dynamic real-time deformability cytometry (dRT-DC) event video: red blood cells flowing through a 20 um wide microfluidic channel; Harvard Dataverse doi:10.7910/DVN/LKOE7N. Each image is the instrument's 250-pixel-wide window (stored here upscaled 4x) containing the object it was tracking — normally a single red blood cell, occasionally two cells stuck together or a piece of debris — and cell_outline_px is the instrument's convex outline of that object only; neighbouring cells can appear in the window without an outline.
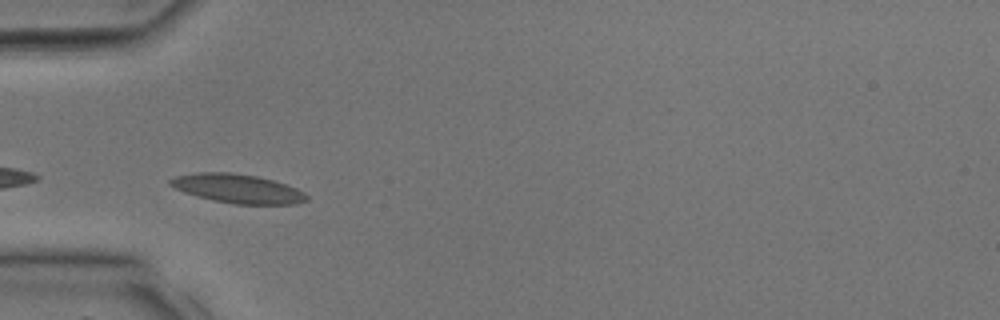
{"species": "common noctule bat (a hibernating species)", "species_latin": "Nyctalus noctula", "temperature_condition": "room temperature", "stored_images_in_passage": 15, "camera_frame_rate_fps": 3000, "um_per_image_px": 0.085, "animal": {"sex": "male", "body_mass_g": 17.9, "forearm_length_mm": 54.2}, "frame": {"image": 1, "passage_image": 7, "time_ms": 2.0, "image_size_px": [1000, 320], "cell_outline_px": [[308, 200], [296, 204], [236, 204], [212, 200], [184, 192], [168, 184], [168, 180], [176, 176], [196, 172], [228, 172], [256, 176], [272, 180], [296, 188], [304, 192], [308, 196]], "centroid_in_image_um": [20.19, 16.03], "position_along_channel_um": 64.8, "area_um2": 22.89}}
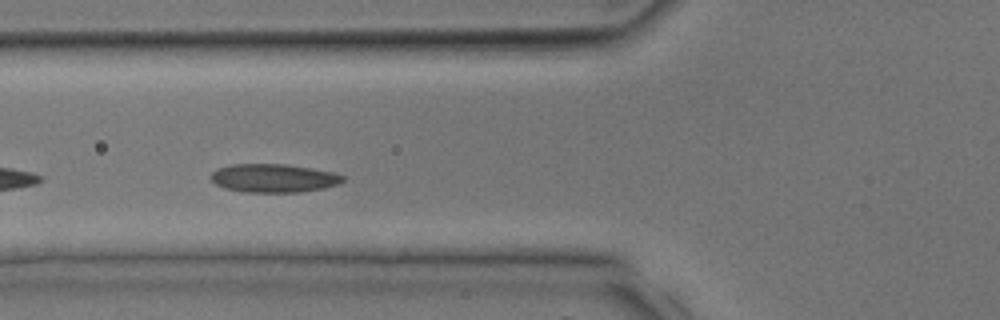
{"frame": {"image": 2, "passage_image": 9, "time_ms": 2.667, "image_size_px": [1000, 320], "cell_outline_px": [[344, 180], [340, 184], [324, 188], [300, 192], [244, 192], [224, 188], [216, 184], [212, 180], [212, 172], [216, 168], [232, 164], [284, 164], [332, 172], [344, 176]], "centroid_in_image_um": [23.25, 15.14], "position_along_channel_um": 102.6, "area_um2": 21.79}}
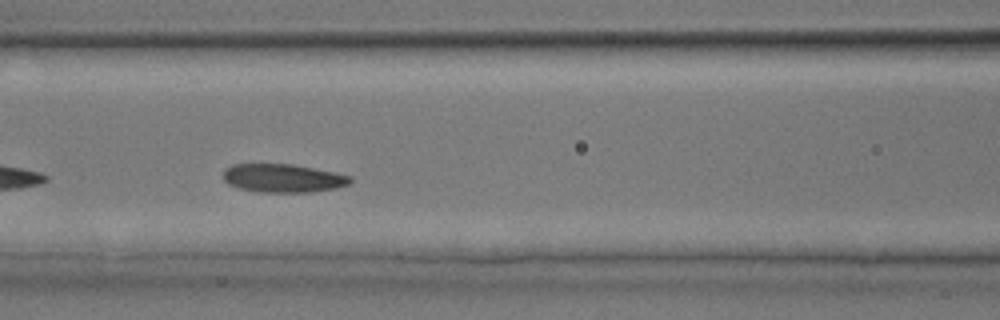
{"frame": {"image": 3, "passage_image": 11, "time_ms": 3.333, "image_size_px": [1000, 320], "cell_outline_px": [[352, 180], [348, 184], [336, 188], [308, 192], [260, 192], [240, 188], [228, 184], [224, 180], [224, 168], [232, 164], [292, 164], [336, 172], [352, 176]], "centroid_in_image_um": [24.06, 15.13], "position_along_channel_um": 142.5, "area_um2": 21.04}}